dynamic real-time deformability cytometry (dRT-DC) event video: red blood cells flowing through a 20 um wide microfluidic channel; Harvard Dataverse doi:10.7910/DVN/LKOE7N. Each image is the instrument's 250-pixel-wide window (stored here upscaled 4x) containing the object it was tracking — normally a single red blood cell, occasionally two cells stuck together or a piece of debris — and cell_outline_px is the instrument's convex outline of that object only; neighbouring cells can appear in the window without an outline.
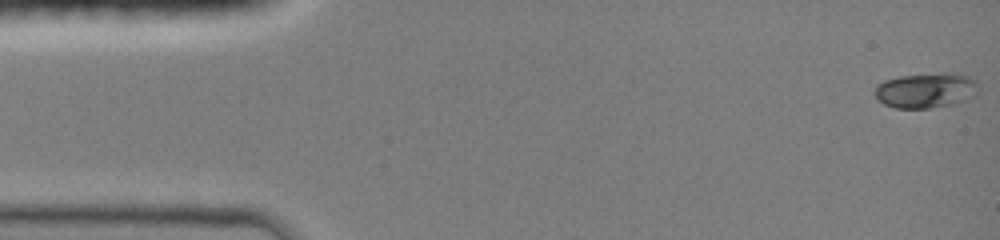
{"species": "common noctule bat (a hibernating species)", "species_latin": "Nyctalus noctula", "temperature_condition": "room temperature", "stored_images_in_passage": 32, "camera_frame_rate_fps": 3000, "um_per_image_px": 0.085, "animal": {"sex": "female", "body_mass_g": 19.0, "forearm_length_mm": 51.5}, "frame": {"image": 1, "passage_image": 1, "time_ms": 0.0, "image_size_px": [1000, 240], "cell_outline_px": [[980, 88], [968, 100], [952, 104], [928, 108], [896, 108], [884, 104], [876, 100], [872, 92], [876, 84], [884, 80], [900, 76], [944, 72], [952, 72], [968, 76], [976, 80]], "centroid_in_image_um": [78.67, 7.67], "position_along_channel_um": 6.3, "area_um2": 21.68}}
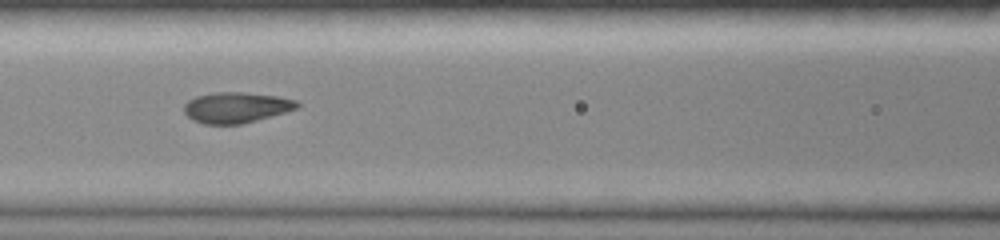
{"frame": {"image": 2, "passage_image": 15, "time_ms": 6.0, "image_size_px": [1000, 240], "cell_outline_px": [[300, 104], [296, 108], [284, 112], [256, 120], [240, 124], [204, 124], [192, 120], [184, 112], [184, 104], [188, 100], [196, 96], [216, 92], [240, 92], [280, 96], [296, 100]], "centroid_in_image_um": [20.05, 9.13], "position_along_channel_um": 146.6, "area_um2": 20.11}}
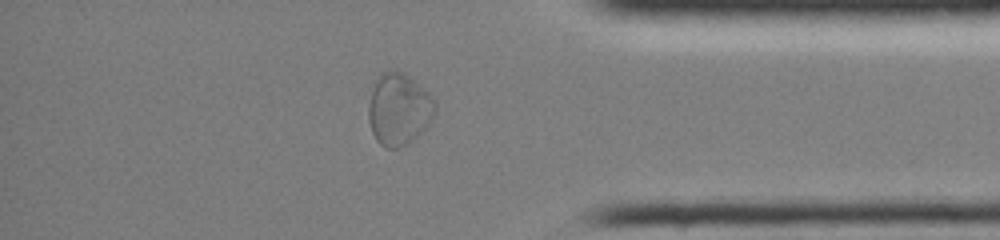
{"frame": {"image": 3, "passage_image": 28, "time_ms": 12.333, "image_size_px": [1000, 240], "cell_outline_px": [[436, 112], [428, 124], [408, 144], [400, 148], [384, 148], [376, 140], [372, 132], [368, 120], [368, 104], [376, 80], [380, 72], [388, 68], [404, 72], [424, 88], [432, 96], [436, 104]], "centroid_in_image_um": [33.89, 9.26], "position_along_channel_um": 401.3, "area_um2": 28.21}, "authors_computed_cell_mechanics": {"area_um2": 20.519, "velocity_mm_per_s": 4.1819, "shape_relaxation_time_tau1_ms": 4.6208, "shape_relaxation_time_tau2_ms": null, "deformation_change_tau1": 0.1593, "deformation_change_tau2": null}}